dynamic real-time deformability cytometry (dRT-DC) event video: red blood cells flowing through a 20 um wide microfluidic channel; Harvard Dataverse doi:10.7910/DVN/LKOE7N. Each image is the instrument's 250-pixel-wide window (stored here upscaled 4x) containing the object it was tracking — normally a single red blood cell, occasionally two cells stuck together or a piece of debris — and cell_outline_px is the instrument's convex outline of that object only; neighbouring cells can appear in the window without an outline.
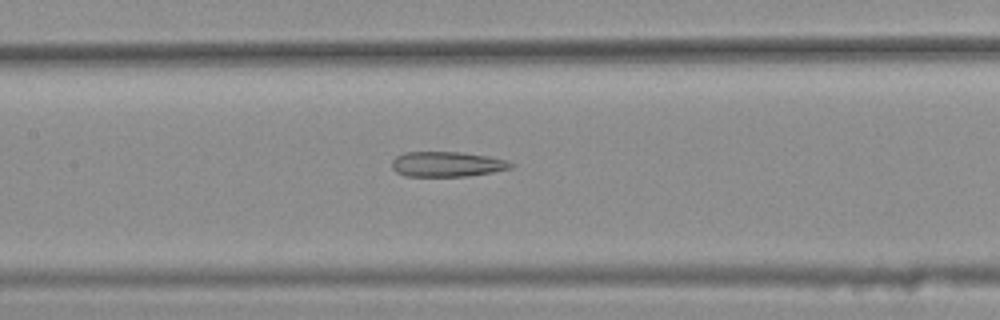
{"species": "common noctule bat (a hibernating species)", "species_latin": "Nyctalus noctula", "temperature_condition": "warm", "stored_images_in_passage": 41, "segment_of_instrument_passage": [2, 2], "camera_frame_rate_fps": 3000, "um_per_image_px": 0.085, "animal": {"sex": "female", "body_mass_g": 25.1}, "frame": {"image": 1, "passage_image": 19, "time_ms": 6.0, "image_size_px": [1000, 320], "cell_outline_px": [[516, 164], [512, 168], [492, 172], [468, 176], [404, 176], [396, 172], [392, 168], [392, 160], [396, 156], [404, 152], [460, 152], [488, 156], [504, 160]], "centroid_in_image_um": [37.98, 13.96], "position_along_channel_um": 169.4, "area_um2": 17.46}}
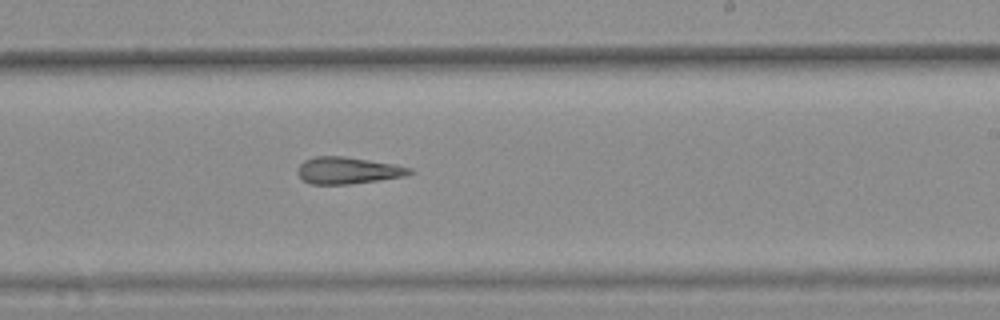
{"frame": {"image": 2, "passage_image": 26, "time_ms": 8.333, "image_size_px": [1000, 320], "cell_outline_px": [[416, 172], [404, 176], [348, 184], [308, 184], [296, 172], [300, 164], [304, 160], [316, 156], [344, 156], [392, 164], [412, 168]], "centroid_in_image_um": [29.54, 14.48], "position_along_channel_um": 259.5, "area_um2": 17.34}}
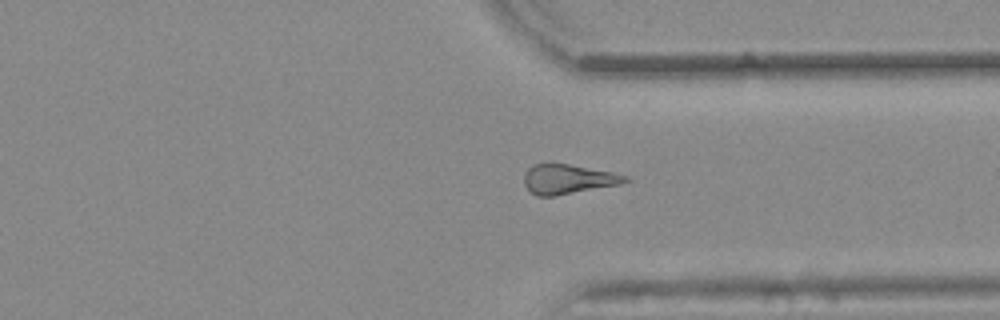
{"frame": {"image": 3, "passage_image": 34, "time_ms": 11.0, "image_size_px": [1000, 320], "cell_outline_px": [[632, 180], [620, 184], [556, 196], [536, 196], [524, 184], [524, 176], [528, 168], [532, 164], [548, 160], [552, 160], [612, 172], [628, 176]], "centroid_in_image_um": [48.26, 15.18], "position_along_channel_um": 363.1, "area_um2": 18.09}}